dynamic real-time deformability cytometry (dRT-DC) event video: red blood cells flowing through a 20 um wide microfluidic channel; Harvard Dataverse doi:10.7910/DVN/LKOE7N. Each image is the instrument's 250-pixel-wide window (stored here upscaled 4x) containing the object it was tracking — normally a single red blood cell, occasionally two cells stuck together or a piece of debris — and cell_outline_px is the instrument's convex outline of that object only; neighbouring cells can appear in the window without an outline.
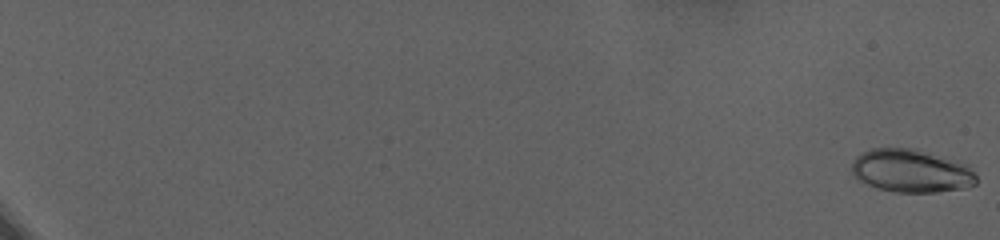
{"species": "human", "species_latin": "Homo sapiens", "temperature_condition": "warm", "stored_images_in_passage": 80, "camera_frame_rate_fps": 3000, "um_per_image_px": 0.085, "donor": {"sex": "female"}, "frame": {"image": 1, "passage_image": 1, "time_ms": 0.0, "image_size_px": [1000, 240], "cell_outline_px": [[976, 184], [964, 188], [936, 192], [896, 192], [876, 188], [856, 180], [852, 172], [852, 160], [856, 156], [872, 148], [912, 148], [968, 164], [976, 176]], "centroid_in_image_um": [77.42, 14.53], "position_along_channel_um": 7.6, "area_um2": 31.33}}
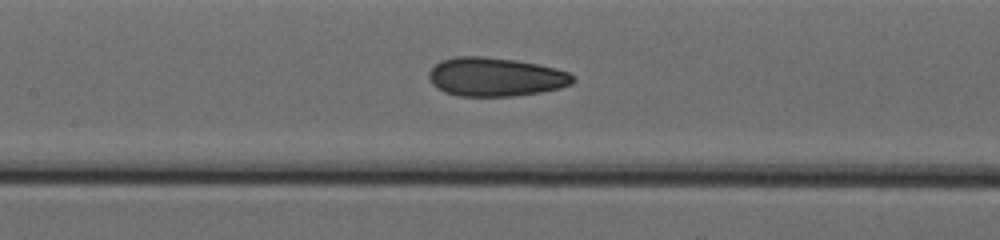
{"frame": {"image": 2, "passage_image": 46, "time_ms": 15.0, "image_size_px": [1000, 240], "cell_outline_px": [[576, 80], [572, 84], [560, 88], [540, 92], [512, 96], [460, 96], [444, 92], [436, 88], [432, 84], [428, 76], [428, 72], [440, 60], [456, 56], [484, 56], [516, 60], [556, 68], [568, 72]], "centroid_in_image_um": [42.09, 6.53], "position_along_channel_um": 165.3, "area_um2": 32.66}}
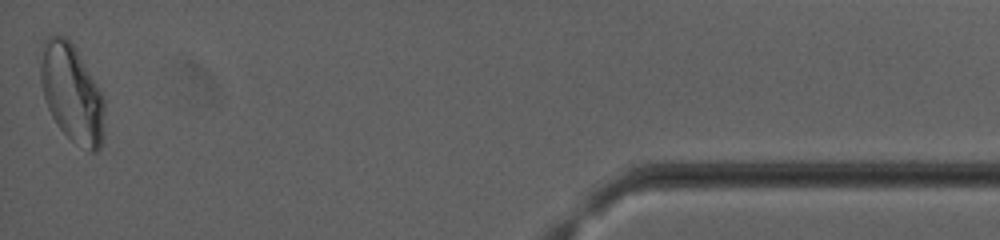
{"frame": {"image": 3, "passage_image": 80, "time_ms": 26.333, "image_size_px": [1000, 240], "cell_outline_px": [[104, 136], [100, 148], [96, 152], [88, 152], [72, 140], [60, 128], [52, 116], [48, 108], [44, 96], [40, 80], [40, 64], [44, 40], [48, 36], [56, 32], [68, 36], [100, 92], [104, 100]], "centroid_in_image_um": [6.1, 7.91], "position_along_channel_um": 429.1, "area_um2": 36.41}, "authors_computed_cell_mechanics": {"area_um2": 31.2409, "velocity_mm_per_s": 2.8717, "shape_relaxation_time_tau1_ms": null, "shape_relaxation_time_tau2_ms": 1.4434, "deformation_change_tau1": null, "deformation_change_tau2": 0.0586}}